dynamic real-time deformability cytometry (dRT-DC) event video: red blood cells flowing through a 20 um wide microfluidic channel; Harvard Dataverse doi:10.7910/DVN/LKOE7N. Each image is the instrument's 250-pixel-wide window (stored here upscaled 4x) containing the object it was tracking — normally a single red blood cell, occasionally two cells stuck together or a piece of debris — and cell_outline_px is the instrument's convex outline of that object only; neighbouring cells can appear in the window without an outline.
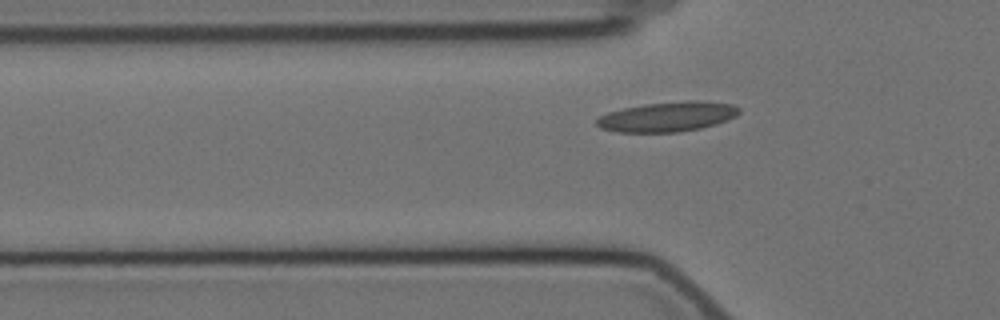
{"species": "Egyptian fruit bat (a non-hibernating species)", "species_latin": "Rousettus aegyptiacus", "temperature_condition": "cold", "stored_images_in_passage": 38, "camera_frame_rate_fps": 3000, "um_per_image_px": 0.085, "animal": {"sex": "female"}, "frame": {"image": 1, "passage_image": 5, "time_ms": 1.333, "image_size_px": [1000, 320], "cell_outline_px": [[740, 112], [736, 116], [716, 124], [700, 128], [680, 132], [616, 132], [600, 128], [596, 124], [596, 120], [600, 116], [608, 112], [624, 108], [644, 104], [692, 100], [696, 100], [732, 104], [740, 108]], "centroid_in_image_um": [56.73, 9.92], "position_along_channel_um": 69.1, "area_um2": 24.74}}
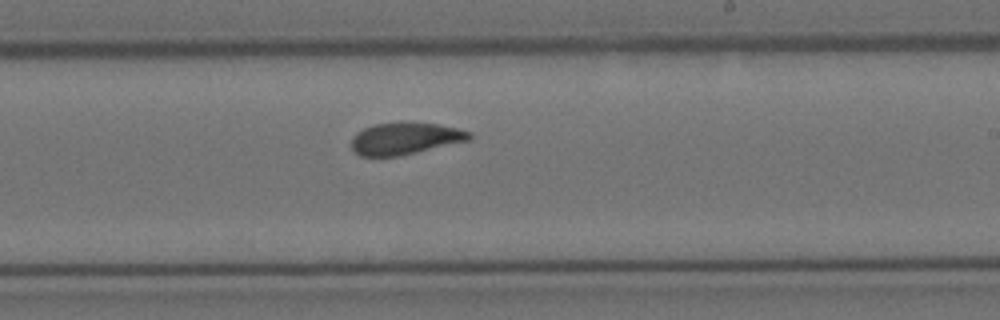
{"frame": {"image": 2, "passage_image": 21, "time_ms": 6.667, "image_size_px": [1000, 320], "cell_outline_px": [[472, 136], [468, 140], [400, 156], [360, 156], [352, 148], [352, 136], [356, 132], [372, 124], [404, 120], [436, 124], [456, 128], [472, 132]], "centroid_in_image_um": [34.4, 11.74], "position_along_channel_um": 254.6, "area_um2": 22.25}}
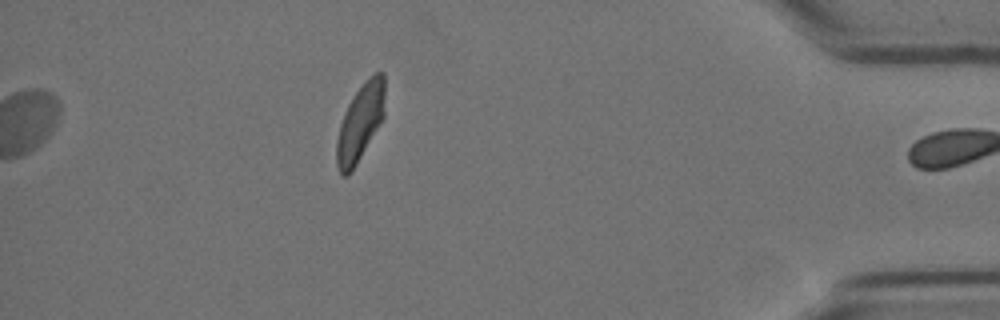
{"frame": {"image": 3, "passage_image": 38, "time_ms": 12.333, "image_size_px": [1000, 320], "cell_outline_px": [[384, 116], [352, 172], [348, 176], [340, 176], [336, 164], [336, 140], [340, 124], [344, 112], [348, 104], [356, 92], [376, 72], [384, 72]], "centroid_in_image_um": [30.59, 10.49], "position_along_channel_um": 404.6, "area_um2": 21.39}, "authors_computed_cell_mechanics": {"area_um2": 22.8021, "velocity_mm_per_s": 3.474, "shape_relaxation_time_tau1_ms": 4.5414, "shape_relaxation_time_tau2_ms": 1.6489, "deformation_change_tau1": 0.135, "deformation_change_tau2": 0.0738}}